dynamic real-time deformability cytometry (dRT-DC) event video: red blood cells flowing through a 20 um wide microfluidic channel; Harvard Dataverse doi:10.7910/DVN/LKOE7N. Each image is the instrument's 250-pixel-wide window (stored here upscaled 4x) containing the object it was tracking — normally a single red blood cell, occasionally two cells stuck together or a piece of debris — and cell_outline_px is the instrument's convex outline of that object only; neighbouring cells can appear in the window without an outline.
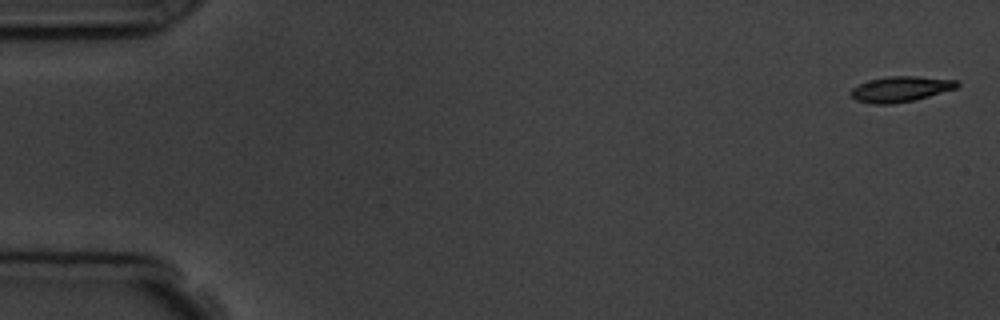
{"species": "common noctule bat (a hibernating species)", "species_latin": "Nyctalus noctula", "temperature_condition": "room temperature", "stored_images_in_passage": 8, "camera_frame_rate_fps": 3000, "um_per_image_px": 0.085, "animal": {"sex": "male", "body_mass_g": 19.5, "forearm_length_mm": 54.6}, "frame": {"image": 1, "passage_image": 1, "time_ms": 0.0, "image_size_px": [1000, 320], "cell_outline_px": [[960, 84], [956, 88], [916, 100], [892, 104], [872, 104], [856, 100], [848, 92], [852, 88], [860, 84], [872, 80], [888, 76], [916, 76], [960, 80]], "centroid_in_image_um": [76.57, 7.57], "position_along_channel_um": 8.4, "area_um2": 15.84}}
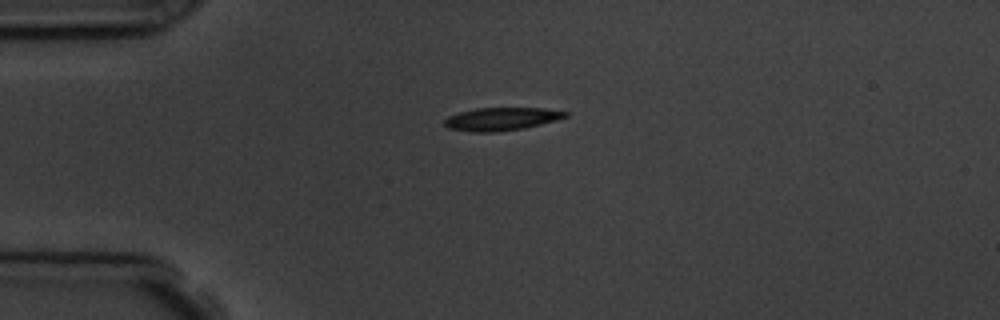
{"frame": {"image": 2, "passage_image": 4, "time_ms": 4.0, "image_size_px": [1000, 320], "cell_outline_px": [[568, 116], [556, 120], [524, 128], [496, 132], [472, 132], [448, 128], [444, 124], [444, 120], [448, 116], [460, 112], [476, 108], [544, 108], [568, 112]], "centroid_in_image_um": [42.61, 10.11], "position_along_channel_um": 42.4, "area_um2": 16.13}}